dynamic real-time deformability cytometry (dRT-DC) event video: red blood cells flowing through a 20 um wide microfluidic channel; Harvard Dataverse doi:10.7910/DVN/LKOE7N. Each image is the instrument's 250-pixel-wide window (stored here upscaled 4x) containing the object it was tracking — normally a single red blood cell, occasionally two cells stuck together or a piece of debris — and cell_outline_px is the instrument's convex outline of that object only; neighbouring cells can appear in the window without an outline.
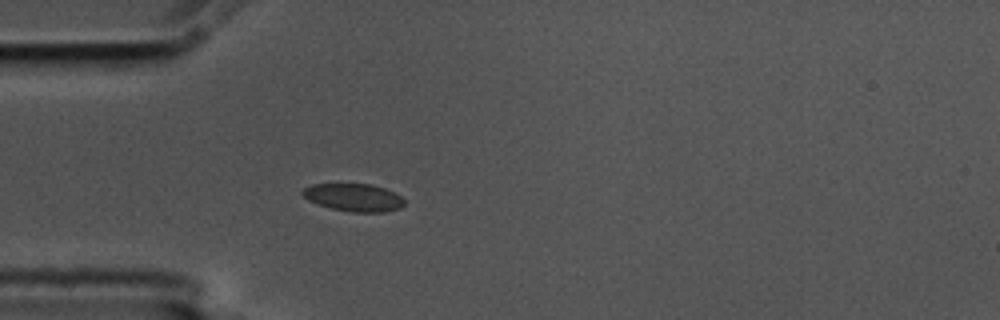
{"species": "common noctule bat (a hibernating species)", "species_latin": "Nyctalus noctula", "temperature_condition": "cold", "stored_images_in_passage": 5, "camera_frame_rate_fps": 3000, "um_per_image_px": 0.085, "animal": {"sex": "male", "body_mass_g": 17.5, "forearm_length_mm": 52.3}, "frame": {"image": 1, "passage_image": 5, "time_ms": 1.333, "image_size_px": [1000, 320], "cell_outline_px": [[404, 204], [400, 208], [384, 212], [352, 212], [332, 208], [308, 200], [300, 192], [304, 188], [312, 184], [372, 184], [384, 188], [400, 196], [404, 200]], "centroid_in_image_um": [30.07, 16.78], "position_along_channel_um": 54.9, "area_um2": 16.24}}